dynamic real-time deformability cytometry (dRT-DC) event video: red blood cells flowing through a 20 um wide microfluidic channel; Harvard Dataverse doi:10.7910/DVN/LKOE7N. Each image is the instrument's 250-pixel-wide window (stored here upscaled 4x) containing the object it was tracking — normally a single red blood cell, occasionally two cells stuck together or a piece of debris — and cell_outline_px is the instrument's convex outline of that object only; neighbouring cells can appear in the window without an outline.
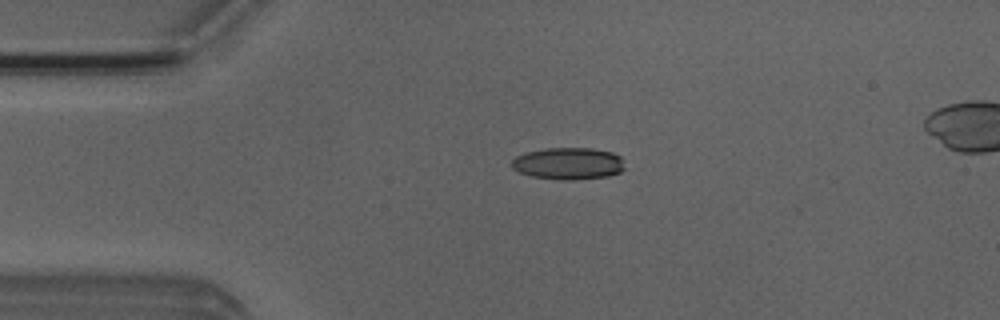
{"species": "Egyptian fruit bat (a non-hibernating species)", "species_latin": "Rousettus aegyptiacus", "temperature_condition": "room temperature", "stored_images_in_passage": 5, "camera_frame_rate_fps": 3000, "um_per_image_px": 0.085, "animal": {"sex": "male"}, "frame": {"image": 1, "passage_image": 3, "time_ms": 2.333, "image_size_px": [1000, 320], "cell_outline_px": [[624, 168], [620, 172], [608, 176], [572, 180], [564, 180], [532, 176], [520, 172], [512, 168], [512, 160], [516, 156], [524, 152], [544, 148], [592, 148], [612, 152], [620, 156]], "centroid_in_image_um": [48.29, 13.89], "position_along_channel_um": 36.7, "area_um2": 21.04}}